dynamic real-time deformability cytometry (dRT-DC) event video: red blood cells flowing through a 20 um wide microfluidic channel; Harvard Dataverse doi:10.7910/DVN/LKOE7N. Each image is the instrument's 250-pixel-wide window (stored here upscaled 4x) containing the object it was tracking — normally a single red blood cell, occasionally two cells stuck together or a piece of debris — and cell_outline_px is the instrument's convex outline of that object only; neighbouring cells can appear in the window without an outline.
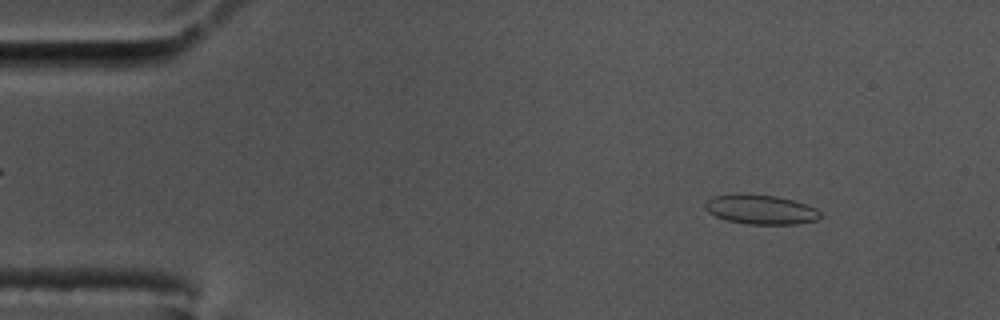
{"species": "common noctule bat (a hibernating species)", "species_latin": "Nyctalus noctula", "temperature_condition": "cold", "stored_images_in_passage": 58, "camera_frame_rate_fps": 3000, "um_per_image_px": 0.085, "animal": {"sex": "male", "body_mass_g": 17.5, "forearm_length_mm": 52.3}, "frame": {"image": 1, "passage_image": 6, "time_ms": 1.667, "image_size_px": [1000, 320], "cell_outline_px": [[820, 216], [816, 220], [796, 224], [744, 224], [728, 220], [716, 216], [708, 212], [704, 208], [704, 200], [712, 196], [740, 192], [744, 192], [776, 196], [792, 200], [816, 208], [820, 212]], "centroid_in_image_um": [64.58, 17.78], "position_along_channel_um": 20.4, "area_um2": 20.11}}
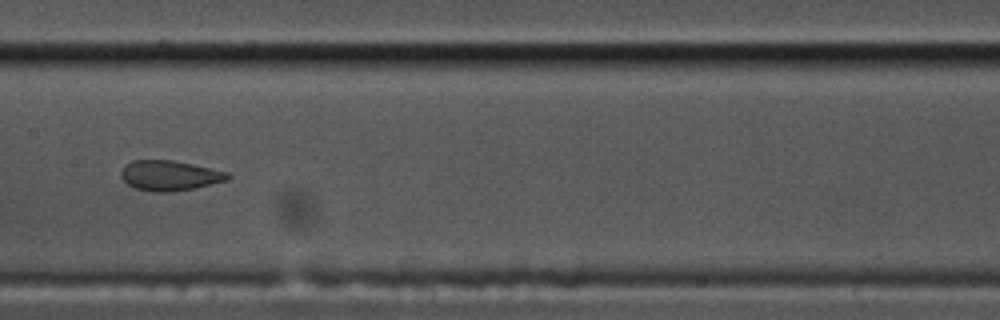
{"frame": {"image": 2, "passage_image": 28, "time_ms": 9.0, "image_size_px": [1000, 320], "cell_outline_px": [[232, 176], [228, 180], [196, 188], [168, 192], [152, 192], [136, 188], [128, 184], [120, 176], [120, 172], [132, 160], [172, 160], [192, 164], [228, 172]], "centroid_in_image_um": [14.45, 14.93], "position_along_channel_um": 193.0, "area_um2": 18.67}}
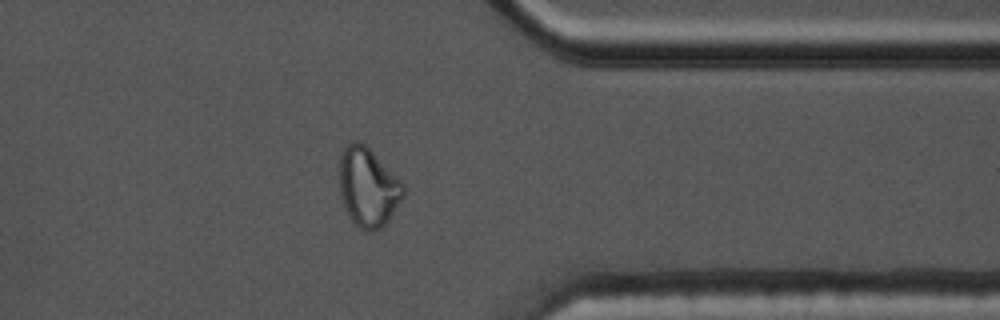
{"frame": {"image": 3, "passage_image": 45, "time_ms": 14.667, "image_size_px": [1000, 320], "cell_outline_px": [[404, 196], [388, 220], [380, 228], [360, 228], [348, 216], [344, 208], [340, 196], [340, 152], [352, 140], [360, 140], [404, 184]], "centroid_in_image_um": [31.26, 15.88], "position_along_channel_um": 380.1, "area_um2": 28.9}}